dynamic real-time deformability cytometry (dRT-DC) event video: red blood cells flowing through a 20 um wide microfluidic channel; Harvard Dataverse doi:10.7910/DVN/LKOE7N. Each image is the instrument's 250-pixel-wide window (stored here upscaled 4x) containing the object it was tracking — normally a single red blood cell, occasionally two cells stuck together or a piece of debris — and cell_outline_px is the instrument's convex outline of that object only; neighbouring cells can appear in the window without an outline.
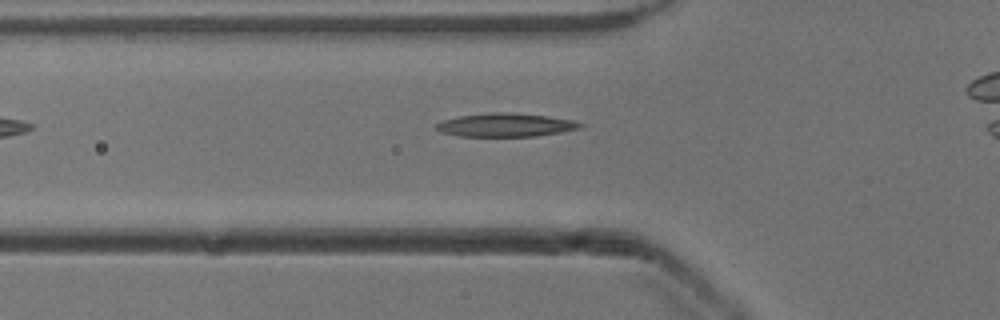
{"species": "common noctule bat (a hibernating species)", "species_latin": "Nyctalus noctula", "temperature_condition": "cold", "stored_images_in_passage": 35, "camera_frame_rate_fps": 3000, "um_per_image_px": 0.085, "animal": {"sex": "male", "body_mass_g": 13.3}, "frame": {"image": 1, "passage_image": 7, "time_ms": 2.0, "image_size_px": [1000, 320], "cell_outline_px": [[584, 124], [580, 128], [560, 132], [536, 136], [460, 136], [440, 132], [436, 128], [436, 124], [444, 120], [460, 116], [492, 112], [508, 112], [548, 116], [572, 120]], "centroid_in_image_um": [42.98, 10.62], "position_along_channel_um": 82.8, "area_um2": 19.48}}
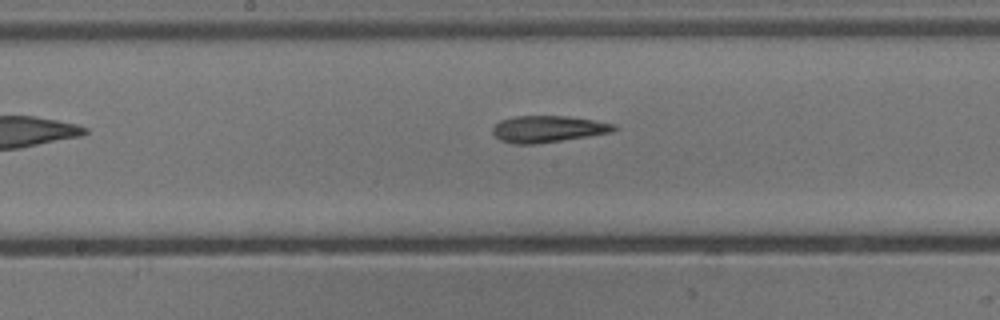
{"frame": {"image": 2, "passage_image": 16, "time_ms": 5.0, "image_size_px": [1000, 320], "cell_outline_px": [[620, 128], [612, 132], [588, 136], [536, 144], [512, 144], [500, 140], [492, 132], [492, 128], [500, 120], [512, 116], [568, 116], [616, 124]], "centroid_in_image_um": [46.57, 10.96], "position_along_channel_um": 201.6, "area_um2": 18.9}}
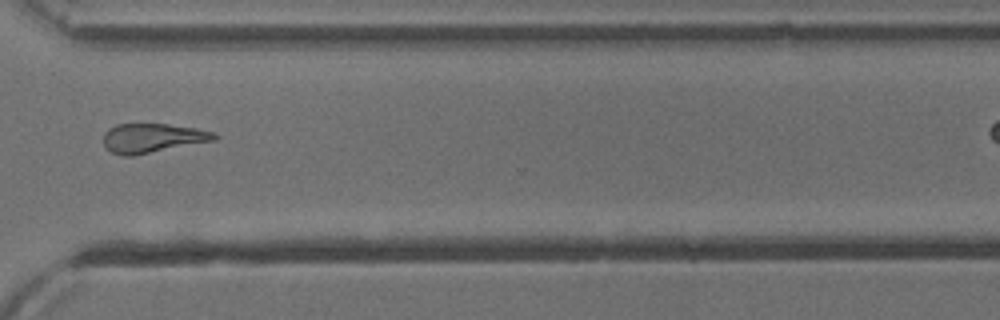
{"frame": {"image": 3, "passage_image": 28, "time_ms": 9.0, "image_size_px": [1000, 320], "cell_outline_px": [[220, 136], [216, 140], [132, 156], [124, 156], [112, 152], [104, 144], [104, 132], [108, 128], [116, 124], [168, 124], [196, 128], [216, 132]], "centroid_in_image_um": [13.0, 11.72], "position_along_channel_um": 357.6, "area_um2": 18.96}, "authors_computed_cell_mechanics": {"area_um2": 18.9006, "velocity_mm_per_s": 3.9164, "shape_relaxation_time_tau1_ms": 5.8144, "shape_relaxation_time_tau2_ms": 7.195, "deformation_change_tau1": 0.2131, "deformation_change_tau2": 0.1928}}